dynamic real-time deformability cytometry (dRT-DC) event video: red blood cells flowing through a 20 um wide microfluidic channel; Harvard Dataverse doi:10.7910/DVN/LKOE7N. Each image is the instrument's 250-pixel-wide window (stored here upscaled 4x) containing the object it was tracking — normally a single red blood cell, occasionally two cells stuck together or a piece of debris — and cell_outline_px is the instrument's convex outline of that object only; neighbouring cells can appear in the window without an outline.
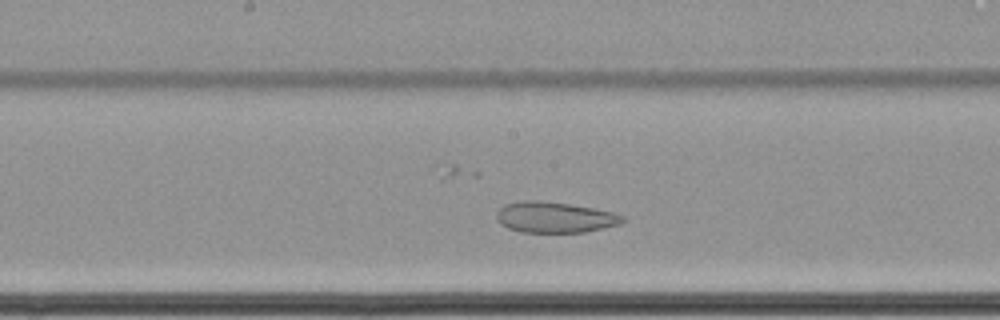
{"species": "common noctule bat (a hibernating species)", "species_latin": "Nyctalus noctula", "temperature_condition": "cold", "stored_images_in_passage": 44, "camera_frame_rate_fps": 3000, "um_per_image_px": 0.085, "animal": {"sex": "female", "body_mass_g": 22.7, "forearm_length_mm": 54.2}, "frame": {"image": 1, "passage_image": 25, "time_ms": 8.0, "image_size_px": [1000, 320], "cell_outline_px": [[624, 220], [620, 224], [584, 232], [520, 232], [508, 228], [500, 224], [496, 216], [496, 212], [504, 204], [524, 200], [540, 200], [568, 204], [592, 208], [612, 212], [624, 216]], "centroid_in_image_um": [47.11, 18.47], "position_along_channel_um": 201.1, "area_um2": 22.54}}
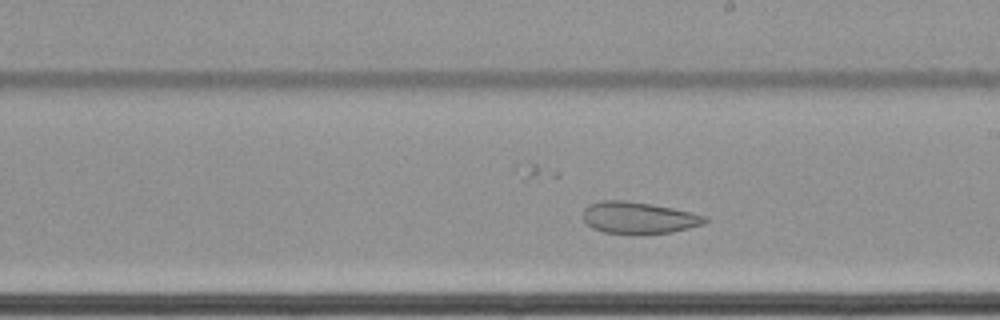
{"frame": {"image": 2, "passage_image": 28, "time_ms": 9.0, "image_size_px": [1000, 320], "cell_outline_px": [[708, 220], [704, 224], [672, 232], [640, 236], [632, 236], [604, 232], [592, 228], [584, 220], [584, 208], [588, 204], [600, 200], [624, 200], [672, 208], [692, 212], [708, 216]], "centroid_in_image_um": [54.28, 18.54], "position_along_channel_um": 234.7, "area_um2": 23.12}}
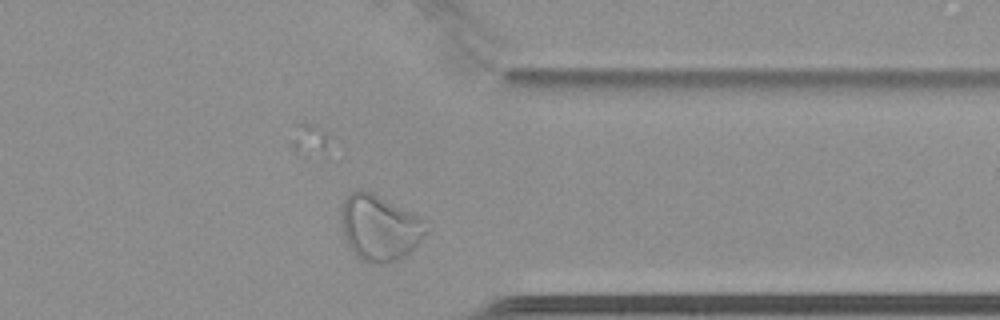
{"frame": {"image": 3, "passage_image": 41, "time_ms": 13.333, "image_size_px": [1000, 320], "cell_outline_px": [[432, 228], [404, 256], [396, 260], [384, 264], [376, 264], [364, 260], [356, 256], [344, 240], [340, 216], [340, 208], [344, 200], [352, 192], [372, 192], [428, 220], [432, 224]], "centroid_in_image_um": [32.3, 19.36], "position_along_channel_um": 379.1, "area_um2": 32.83}, "authors_computed_cell_mechanics": {"area_um2": 25.2297, "velocity_mm_per_s": 3.3776, "shape_relaxation_time_tau1_ms": null, "shape_relaxation_time_tau2_ms": 1.8202, "deformation_change_tau1": null, "deformation_change_tau2": 0.0723}}